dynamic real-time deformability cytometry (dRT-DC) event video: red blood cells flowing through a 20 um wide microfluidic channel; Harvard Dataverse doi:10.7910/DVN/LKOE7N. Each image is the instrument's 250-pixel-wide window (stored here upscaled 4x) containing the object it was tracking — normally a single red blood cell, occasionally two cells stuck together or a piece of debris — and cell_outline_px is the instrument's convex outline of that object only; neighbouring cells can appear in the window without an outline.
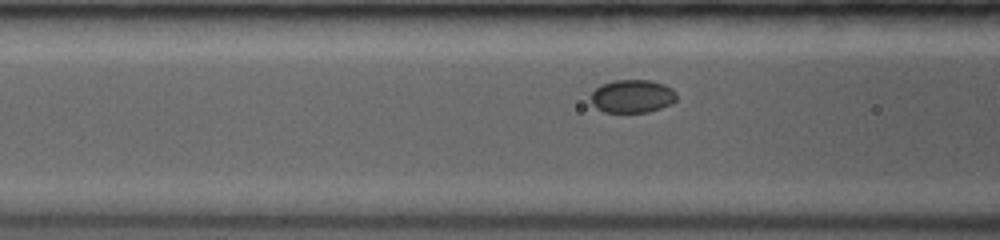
{"species": "common noctule bat (a hibernating species)", "species_latin": "Nyctalus noctula", "temperature_condition": "room temperature", "stored_images_in_passage": 27, "camera_frame_rate_fps": 3500, "um_per_image_px": 0.085, "animal": {"sex": "female", "body_mass_g": 19.0, "forearm_length_mm": 53.3}, "frame": {"image": 1, "passage_image": 23, "time_ms": 2.857, "image_size_px": [1000, 240], "cell_outline_px": [[676, 100], [672, 104], [648, 112], [604, 112], [596, 108], [592, 104], [592, 92], [600, 84], [612, 80], [648, 80], [664, 84], [672, 88], [676, 92]], "centroid_in_image_um": [53.75, 8.17], "position_along_channel_um": 112.9, "area_um2": 16.65}}